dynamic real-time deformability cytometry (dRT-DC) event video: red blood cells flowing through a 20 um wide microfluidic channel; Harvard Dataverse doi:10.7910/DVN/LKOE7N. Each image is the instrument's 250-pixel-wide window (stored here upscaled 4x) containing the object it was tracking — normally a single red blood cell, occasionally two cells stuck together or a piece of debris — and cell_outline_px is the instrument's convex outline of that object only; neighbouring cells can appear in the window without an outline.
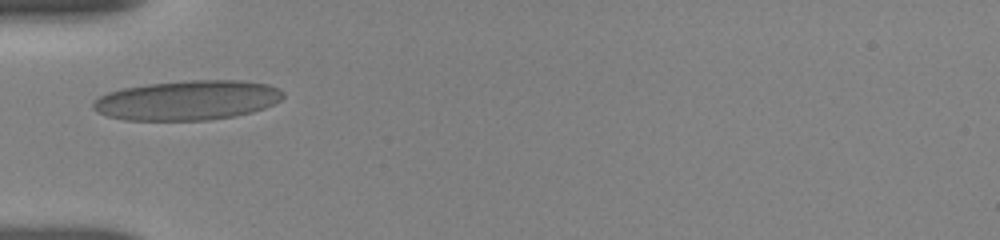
{"species": "human", "species_latin": "Homo sapiens", "temperature_condition": "room temperature", "stored_images_in_passage": 28, "camera_frame_rate_fps": 3000, "um_per_image_px": 0.085, "donor": {"sex": "female"}, "frame": {"image": 1, "passage_image": 1, "time_ms": 0.0, "image_size_px": [1000, 240], "cell_outline_px": [[284, 96], [280, 100], [264, 108], [252, 112], [236, 116], [208, 120], [124, 120], [108, 116], [96, 112], [92, 108], [92, 104], [100, 96], [108, 92], [124, 88], [148, 84], [192, 80], [240, 80], [268, 84], [280, 88], [284, 92]], "centroid_in_image_um": [15.95, 8.52], "position_along_channel_um": 69.0, "area_um2": 43.99}}
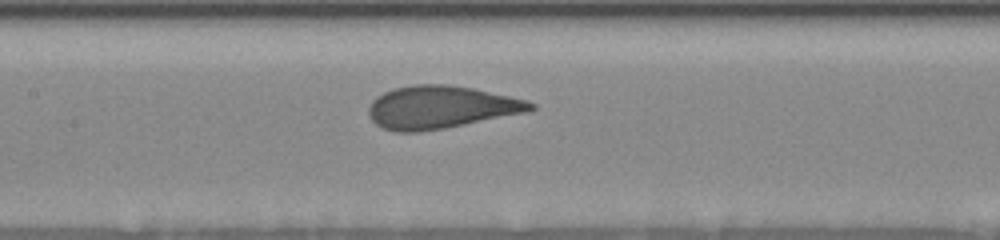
{"frame": {"image": 2, "passage_image": 15, "time_ms": 2.667, "image_size_px": [1000, 240], "cell_outline_px": [[536, 108], [528, 112], [444, 128], [416, 132], [396, 132], [384, 128], [376, 124], [372, 120], [368, 112], [368, 108], [372, 100], [376, 96], [392, 88], [416, 84], [448, 84], [472, 88], [528, 100], [536, 104]], "centroid_in_image_um": [37.46, 9.11], "position_along_channel_um": 169.9, "area_um2": 40.34}}
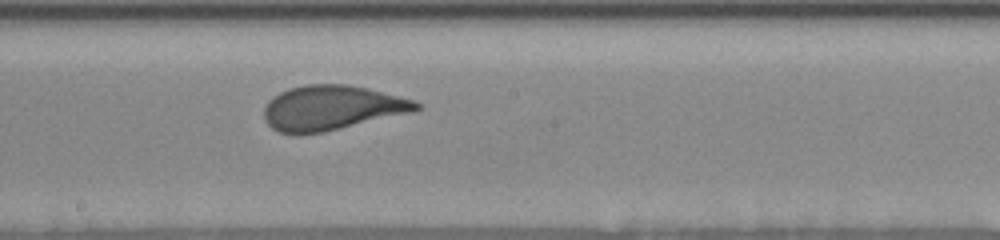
{"frame": {"image": 3, "passage_image": 23, "time_ms": 4.0, "image_size_px": [1000, 240], "cell_outline_px": [[424, 108], [412, 112], [324, 132], [280, 132], [272, 128], [264, 120], [264, 108], [268, 100], [272, 96], [288, 88], [304, 84], [348, 84], [368, 88], [416, 100], [424, 104]], "centroid_in_image_um": [28.25, 9.13], "position_along_channel_um": 220.0, "area_um2": 39.71}}